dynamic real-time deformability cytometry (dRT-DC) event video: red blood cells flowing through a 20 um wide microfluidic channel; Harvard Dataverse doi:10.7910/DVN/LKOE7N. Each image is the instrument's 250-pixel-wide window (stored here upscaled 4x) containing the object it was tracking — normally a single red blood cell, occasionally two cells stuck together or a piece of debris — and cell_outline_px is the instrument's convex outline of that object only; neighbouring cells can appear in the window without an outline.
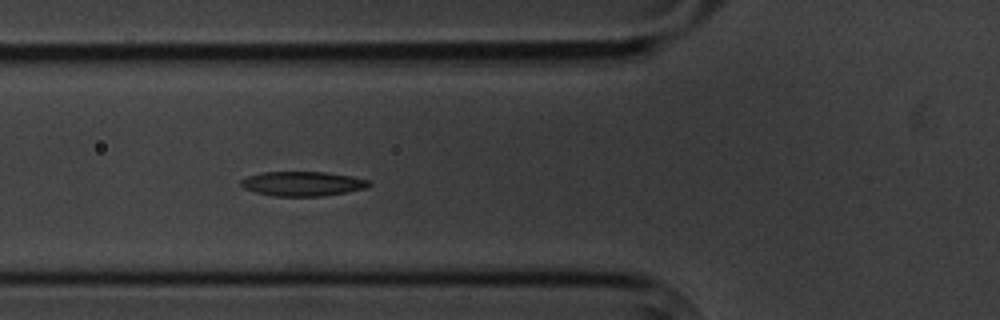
{"species": "common noctule bat (a hibernating species)", "species_latin": "Nyctalus noctula", "temperature_condition": "cold", "stored_images_in_passage": 7, "camera_frame_rate_fps": 3000, "um_per_image_px": 0.085, "animal": {"sex": "male", "body_mass_g": 20.1, "forearm_length_mm": 53.5}, "frame": {"image": 1, "passage_image": 7, "time_ms": 6.667, "image_size_px": [1000, 320], "cell_outline_px": [[372, 184], [368, 188], [324, 196], [272, 196], [256, 192], [244, 188], [240, 184], [240, 180], [248, 176], [260, 172], [324, 172], [352, 176], [372, 180]], "centroid_in_image_um": [25.76, 15.61], "position_along_channel_um": 100.0, "area_um2": 18.5}}